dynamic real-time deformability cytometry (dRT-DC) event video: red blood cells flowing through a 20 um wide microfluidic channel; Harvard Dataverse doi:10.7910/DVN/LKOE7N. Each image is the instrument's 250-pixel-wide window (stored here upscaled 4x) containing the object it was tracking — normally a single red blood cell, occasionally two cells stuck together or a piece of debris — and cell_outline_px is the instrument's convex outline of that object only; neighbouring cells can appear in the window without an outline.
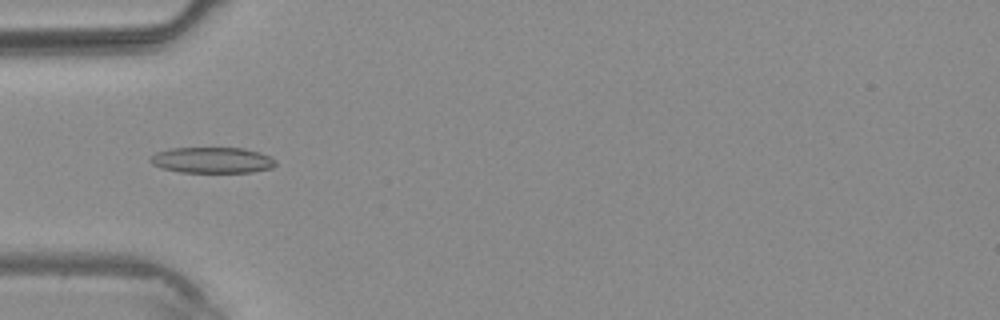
{"species": "common noctule bat (a hibernating species)", "species_latin": "Nyctalus noctula", "temperature_condition": "warm", "stored_images_in_passage": 3, "camera_frame_rate_fps": 3000, "um_per_image_px": 0.085, "animal": {"sex": "male", "body_mass_g": 20.4}, "frame": {"image": 1, "passage_image": 2, "time_ms": 2.333, "image_size_px": [1000, 320], "cell_outline_px": [[276, 164], [272, 168], [252, 172], [180, 172], [160, 168], [152, 164], [148, 160], [156, 152], [172, 148], [244, 148], [260, 152], [276, 160]], "centroid_in_image_um": [18.03, 13.61], "position_along_channel_um": 67.0, "area_um2": 18.96}}